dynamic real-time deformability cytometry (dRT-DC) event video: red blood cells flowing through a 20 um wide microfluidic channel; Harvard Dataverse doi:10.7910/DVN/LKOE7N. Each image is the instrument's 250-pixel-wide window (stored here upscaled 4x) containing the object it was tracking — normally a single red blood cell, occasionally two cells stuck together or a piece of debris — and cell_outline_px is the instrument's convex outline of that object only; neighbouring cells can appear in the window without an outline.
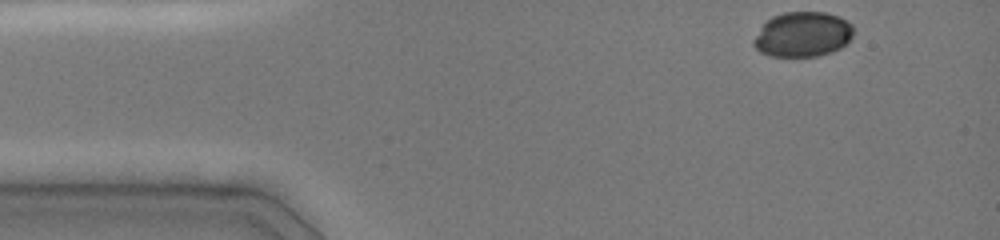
{"species": "common noctule bat (a hibernating species)", "species_latin": "Nyctalus noctula", "temperature_condition": "cold", "stored_images_in_passage": 37, "camera_frame_rate_fps": 3000, "um_per_image_px": 0.085, "animal": {"sex": "female", "body_mass_g": 19.0, "forearm_length_mm": 51.5}, "frame": {"image": 1, "passage_image": 1, "time_ms": 0.0, "image_size_px": [1000, 240], "cell_outline_px": [[852, 36], [840, 48], [832, 52], [816, 56], [772, 56], [760, 52], [752, 44], [752, 40], [760, 28], [772, 16], [784, 12], [824, 12], [840, 16], [852, 24]], "centroid_in_image_um": [68.21, 2.92], "position_along_channel_um": 16.8, "area_um2": 26.13}}
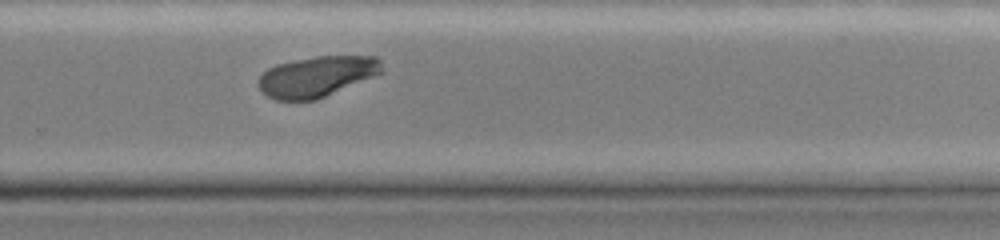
{"frame": {"image": 2, "passage_image": 28, "time_ms": 9.0, "image_size_px": [1000, 240], "cell_outline_px": [[384, 72], [316, 100], [276, 100], [260, 92], [260, 76], [268, 68], [276, 64], [316, 56], [376, 56], [380, 60]], "centroid_in_image_um": [26.95, 6.5], "position_along_channel_um": 302.9, "area_um2": 29.07}}
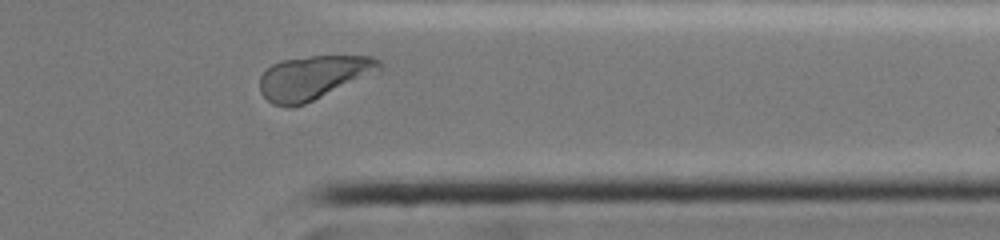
{"frame": {"image": 3, "passage_image": 34, "time_ms": 11.0, "image_size_px": [1000, 240], "cell_outline_px": [[380, 68], [304, 104], [292, 108], [272, 104], [260, 92], [260, 76], [272, 64], [280, 60], [308, 56], [372, 56], [380, 60]], "centroid_in_image_um": [26.51, 6.58], "position_along_channel_um": 384.9, "area_um2": 29.59}}